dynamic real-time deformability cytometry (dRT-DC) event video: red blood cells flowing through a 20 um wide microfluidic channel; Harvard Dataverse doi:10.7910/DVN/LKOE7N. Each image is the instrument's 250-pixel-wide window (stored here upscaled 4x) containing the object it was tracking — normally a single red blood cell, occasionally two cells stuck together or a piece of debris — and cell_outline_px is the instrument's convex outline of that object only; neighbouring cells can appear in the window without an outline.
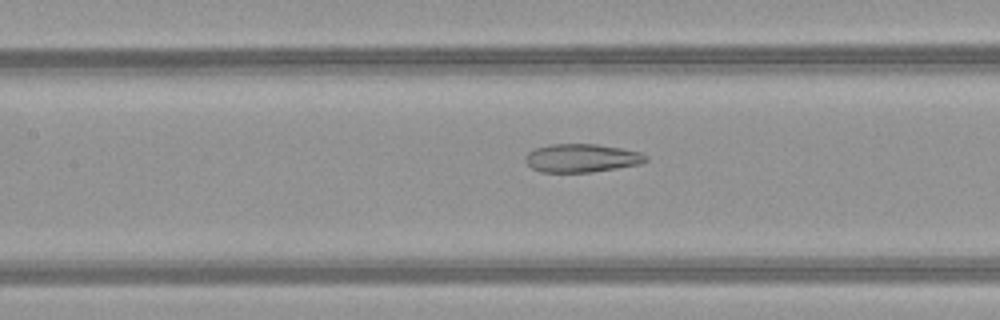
{"species": "common noctule bat (a hibernating species)", "species_latin": "Nyctalus noctula", "temperature_condition": "warm", "stored_images_in_passage": 41, "camera_frame_rate_fps": 3000, "um_per_image_px": 0.085, "animal": {"sex": "female", "body_mass_g": 21.9}, "frame": {"image": 1, "passage_image": 23, "time_ms": 7.333, "image_size_px": [1000, 320], "cell_outline_px": [[648, 160], [640, 164], [592, 172], [540, 172], [532, 168], [524, 160], [524, 156], [528, 152], [536, 148], [548, 144], [596, 144], [620, 148], [640, 152], [648, 156]], "centroid_in_image_um": [49.42, 13.43], "position_along_channel_um": 158.0, "area_um2": 19.94}}
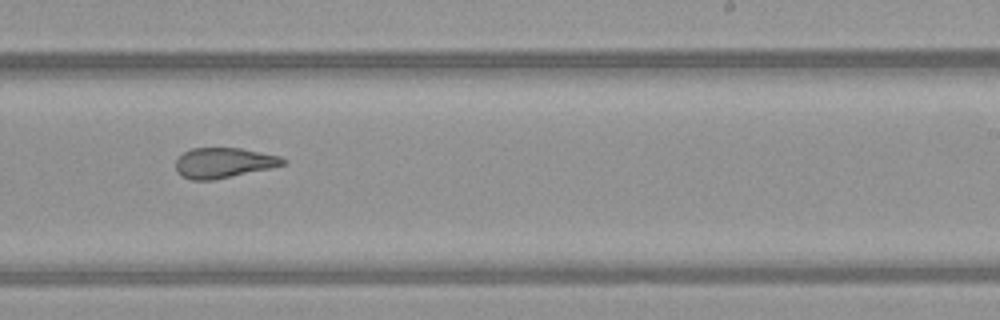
{"frame": {"image": 2, "passage_image": 31, "time_ms": 10.0, "image_size_px": [1000, 320], "cell_outline_px": [[288, 160], [284, 164], [272, 168], [212, 180], [192, 180], [176, 172], [176, 160], [184, 152], [192, 148], [240, 148], [280, 156]], "centroid_in_image_um": [19.03, 13.84], "position_along_channel_um": 270.0, "area_um2": 18.79}}
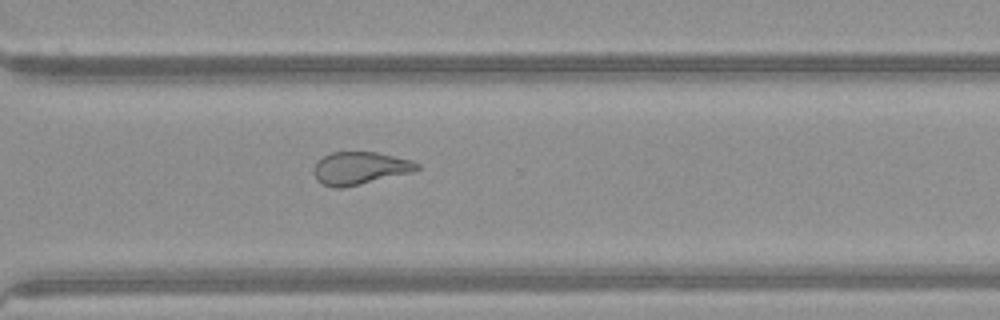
{"frame": {"image": 3, "passage_image": 36, "time_ms": 11.667, "image_size_px": [1000, 320], "cell_outline_px": [[420, 168], [412, 172], [344, 188], [332, 188], [316, 180], [312, 172], [312, 168], [324, 156], [332, 152], [376, 152], [412, 160], [420, 164]], "centroid_in_image_um": [30.58, 14.3], "position_along_channel_um": 340.0, "area_um2": 19.71}}